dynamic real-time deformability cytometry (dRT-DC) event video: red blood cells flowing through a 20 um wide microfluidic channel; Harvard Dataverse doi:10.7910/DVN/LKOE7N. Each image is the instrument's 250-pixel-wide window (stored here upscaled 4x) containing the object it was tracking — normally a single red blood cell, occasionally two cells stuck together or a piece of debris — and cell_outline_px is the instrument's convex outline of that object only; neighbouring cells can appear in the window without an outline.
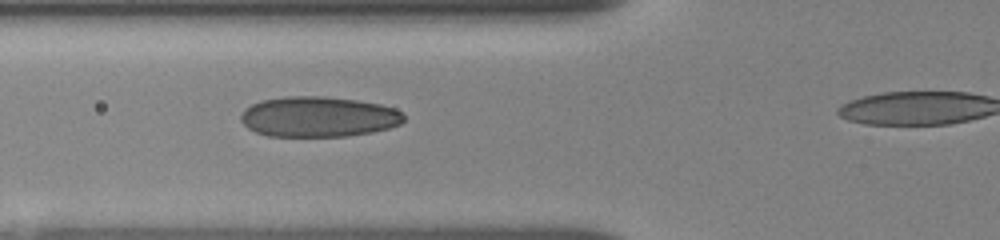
{"species": "human", "species_latin": "Homo sapiens", "temperature_condition": "room temperature", "stored_images_in_passage": 11, "segment_of_instrument_passage": [1, 2], "camera_frame_rate_fps": 3000, "um_per_image_px": 0.085, "donor": {"sex": "female"}, "frame": {"image": 1, "passage_image": 5, "time_ms": 2.333, "image_size_px": [1000, 240], "cell_outline_px": [[404, 120], [400, 124], [388, 128], [372, 132], [348, 136], [268, 136], [256, 132], [248, 128], [240, 120], [240, 116], [244, 108], [260, 100], [284, 96], [324, 96], [356, 100], [380, 104], [396, 108], [404, 112]], "centroid_in_image_um": [27.06, 9.92], "position_along_channel_um": 98.7, "area_um2": 38.67}}
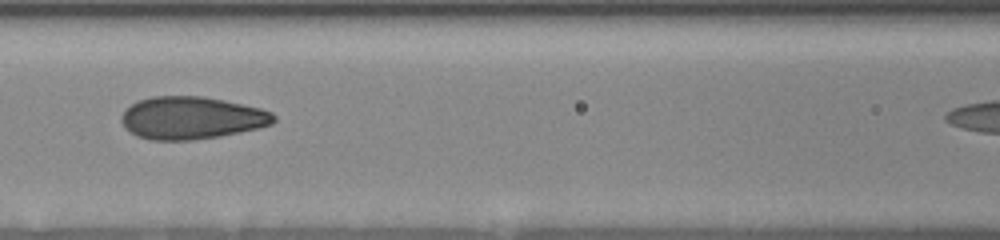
{"frame": {"image": 2, "passage_image": 7, "time_ms": 3.667, "image_size_px": [1000, 240], "cell_outline_px": [[276, 120], [272, 124], [240, 132], [220, 136], [192, 140], [148, 140], [136, 136], [120, 120], [120, 116], [132, 104], [140, 100], [152, 96], [204, 96], [224, 100], [260, 108], [272, 112], [276, 116]], "centroid_in_image_um": [16.3, 10.02], "position_along_channel_um": 150.3, "area_um2": 37.63}}
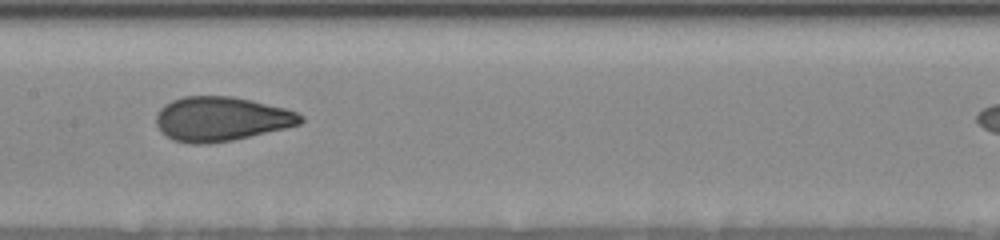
{"frame": {"image": 3, "passage_image": 8, "time_ms": 4.667, "image_size_px": [1000, 240], "cell_outline_px": [[304, 120], [300, 124], [284, 128], [232, 140], [208, 144], [192, 144], [172, 140], [160, 132], [156, 124], [156, 116], [160, 108], [164, 104], [172, 100], [184, 96], [232, 96], [252, 100], [284, 108], [296, 112], [304, 116]], "centroid_in_image_um": [18.76, 10.11], "position_along_channel_um": 188.6, "area_um2": 37.4}}